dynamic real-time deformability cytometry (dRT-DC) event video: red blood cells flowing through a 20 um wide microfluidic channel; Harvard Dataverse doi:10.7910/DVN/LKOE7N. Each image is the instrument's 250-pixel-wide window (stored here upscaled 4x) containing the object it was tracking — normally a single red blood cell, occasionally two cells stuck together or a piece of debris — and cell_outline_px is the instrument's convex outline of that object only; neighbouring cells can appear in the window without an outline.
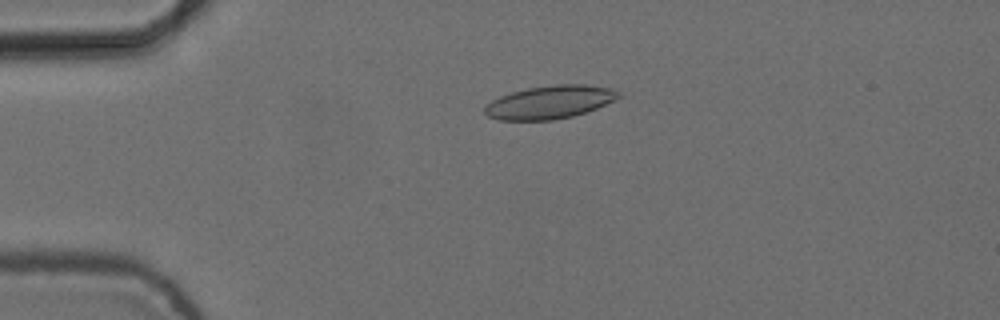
{"species": "common noctule bat (a hibernating species)", "species_latin": "Nyctalus noctula", "temperature_condition": "cold", "stored_images_in_passage": 5, "camera_frame_rate_fps": 3000, "um_per_image_px": 0.085, "animal": {"sex": "female", "body_mass_g": 24.6, "forearm_length_mm": 56.2}, "frame": {"image": 1, "passage_image": 4, "time_ms": 1.0, "image_size_px": [1000, 320], "cell_outline_px": [[620, 96], [616, 100], [596, 108], [572, 116], [552, 120], [500, 120], [488, 116], [484, 112], [484, 108], [492, 100], [500, 96], [512, 92], [528, 88], [556, 84], [588, 84], [608, 88], [620, 92]], "centroid_in_image_um": [46.73, 8.68], "position_along_channel_um": 38.3, "area_um2": 25.66}}